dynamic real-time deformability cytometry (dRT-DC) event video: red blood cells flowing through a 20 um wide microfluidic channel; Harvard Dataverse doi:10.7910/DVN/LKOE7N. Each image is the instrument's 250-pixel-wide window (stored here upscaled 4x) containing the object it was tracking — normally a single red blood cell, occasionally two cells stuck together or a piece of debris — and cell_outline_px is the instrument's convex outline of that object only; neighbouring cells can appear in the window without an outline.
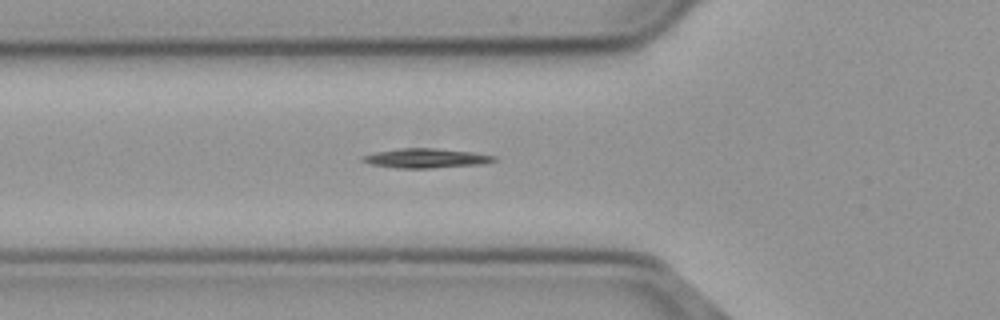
{"species": "common noctule bat (a hibernating species)", "species_latin": "Nyctalus noctula", "temperature_condition": "cold", "stored_images_in_passage": 40, "camera_frame_rate_fps": 3000, "um_per_image_px": 0.085, "animal": {"sex": "male", "body_mass_g": 23.1, "forearm_length_mm": 52.7}, "frame": {"image": 1, "passage_image": 3, "time_ms": 0.667, "image_size_px": [1000, 320], "cell_outline_px": [[496, 160], [480, 164], [432, 168], [396, 168], [372, 164], [360, 160], [360, 156], [376, 152], [396, 148], [432, 148], [472, 152], [496, 156]], "centroid_in_image_um": [36.15, 13.44], "position_along_channel_um": 89.6, "area_um2": 14.8}}
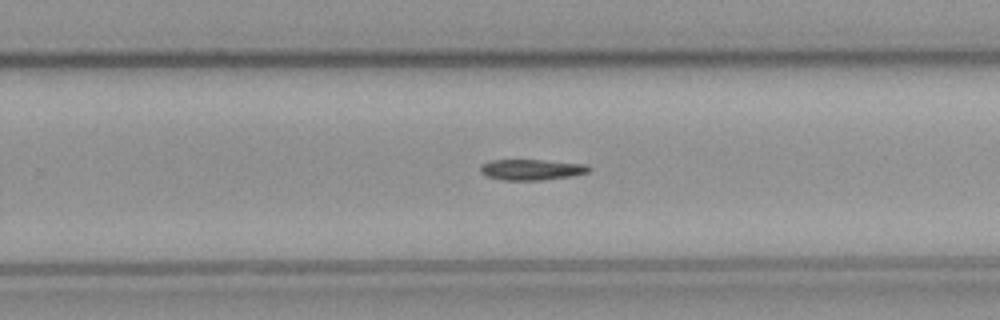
{"frame": {"image": 2, "passage_image": 19, "time_ms": 6.0, "image_size_px": [1000, 320], "cell_outline_px": [[592, 168], [588, 172], [572, 176], [540, 180], [504, 180], [488, 176], [480, 172], [480, 164], [488, 160], [544, 160], [588, 164]], "centroid_in_image_um": [45.19, 14.41], "position_along_channel_um": 284.6, "area_um2": 13.24}}
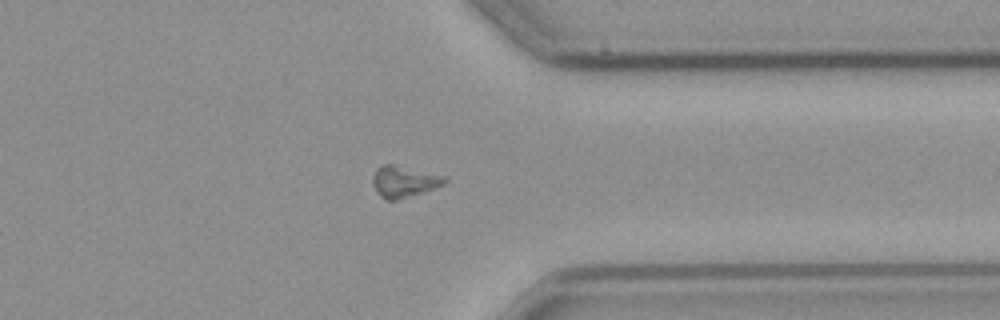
{"frame": {"image": 3, "passage_image": 27, "time_ms": 8.667, "image_size_px": [1000, 320], "cell_outline_px": [[448, 180], [444, 184], [396, 200], [388, 200], [380, 196], [376, 192], [372, 184], [372, 176], [376, 168], [384, 164], [392, 164], [448, 176]], "centroid_in_image_um": [34.31, 15.41], "position_along_channel_um": 377.1, "area_um2": 13.06}}